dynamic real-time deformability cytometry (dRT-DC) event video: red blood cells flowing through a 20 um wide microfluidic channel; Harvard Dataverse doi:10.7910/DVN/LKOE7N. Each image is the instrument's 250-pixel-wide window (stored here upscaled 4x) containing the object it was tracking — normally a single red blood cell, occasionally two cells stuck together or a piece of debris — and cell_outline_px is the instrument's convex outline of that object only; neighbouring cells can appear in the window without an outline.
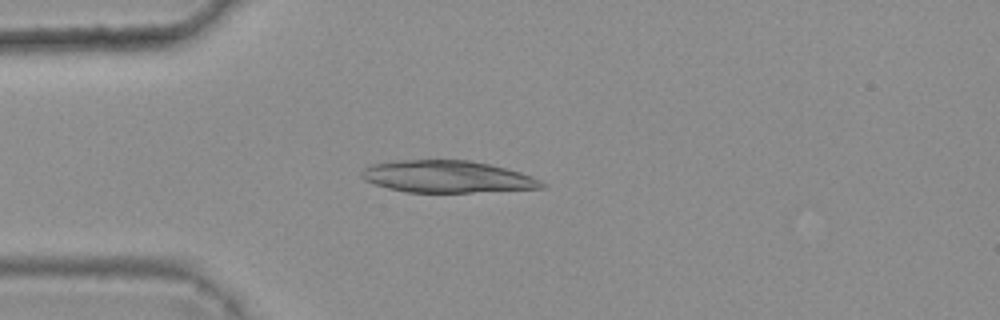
{"species": "common noctule bat (a hibernating species)", "species_latin": "Nyctalus noctula", "temperature_condition": "warm", "stored_images_in_passage": 4, "camera_frame_rate_fps": 3000, "um_per_image_px": 0.085, "animal": {"sex": "female", "body_mass_g": 25.1}, "frame": {"image": 1, "passage_image": 4, "time_ms": 1.0, "image_size_px": [1000, 320], "cell_outline_px": [[548, 184], [544, 188], [472, 192], [404, 192], [388, 188], [364, 180], [360, 176], [360, 172], [364, 168], [372, 164], [396, 160], [468, 160], [488, 164], [520, 172], [532, 176]], "centroid_in_image_um": [38.0, 15.02], "position_along_channel_um": 47.0, "area_um2": 33.58}}